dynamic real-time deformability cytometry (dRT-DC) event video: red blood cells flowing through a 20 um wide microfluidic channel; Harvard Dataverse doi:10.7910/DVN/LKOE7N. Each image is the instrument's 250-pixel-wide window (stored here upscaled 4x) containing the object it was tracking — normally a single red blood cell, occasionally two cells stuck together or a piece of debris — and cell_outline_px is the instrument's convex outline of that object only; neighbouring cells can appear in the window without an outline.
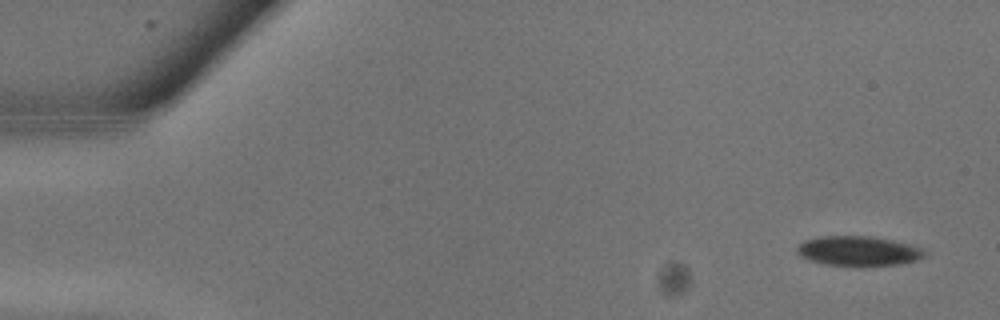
{"species": "common noctule bat (a hibernating species)", "species_latin": "Nyctalus noctula", "temperature_condition": "warm", "stored_images_in_passage": 18, "camera_frame_rate_fps": 3000, "um_per_image_px": 0.085, "animal": {"sex": "male", "body_mass_g": 13.3}, "frame": {"image": 1, "passage_image": 2, "time_ms": 0.333, "image_size_px": [1000, 320], "cell_outline_px": [[928, 252], [924, 256], [916, 260], [900, 264], [864, 268], [860, 268], [824, 264], [800, 256], [796, 252], [796, 248], [804, 240], [820, 236], [872, 236], [892, 240], [924, 248]], "centroid_in_image_um": [72.99, 21.36], "position_along_channel_um": 12.0, "area_um2": 22.77}}
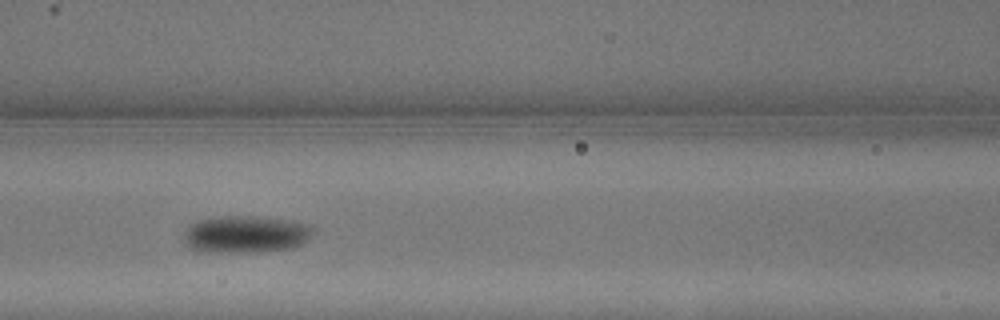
{"frame": {"image": 2, "passage_image": 12, "time_ms": 3.667, "image_size_px": [1000, 320], "cell_outline_px": [[316, 232], [304, 244], [292, 248], [256, 252], [208, 252], [192, 248], [184, 240], [184, 232], [192, 224], [200, 220], [212, 216], [256, 216], [288, 220], [308, 224], [316, 228]], "centroid_in_image_um": [20.97, 19.9], "position_along_channel_um": 145.6, "area_um2": 28.26}}
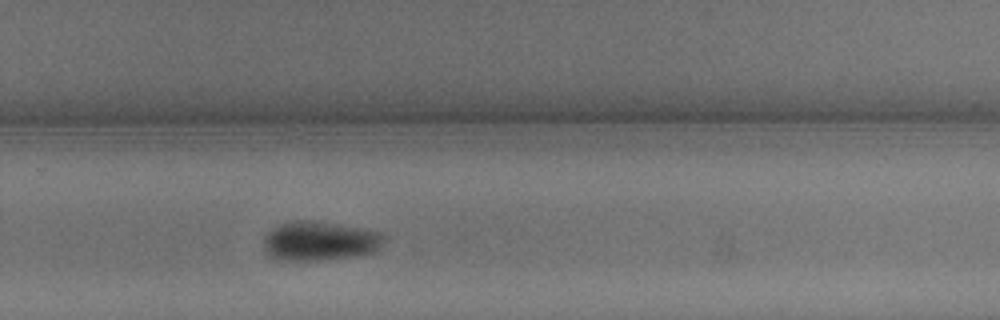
{"frame": {"image": 3, "passage_image": 18, "time_ms": 5.667, "image_size_px": [1000, 320], "cell_outline_px": [[384, 240], [380, 248], [376, 252], [360, 256], [324, 260], [284, 260], [272, 256], [264, 248], [264, 236], [272, 228], [280, 224], [292, 220], [304, 220], [332, 224], [380, 232], [384, 236]], "centroid_in_image_um": [27.19, 20.5], "position_along_channel_um": 302.6, "area_um2": 27.28}}